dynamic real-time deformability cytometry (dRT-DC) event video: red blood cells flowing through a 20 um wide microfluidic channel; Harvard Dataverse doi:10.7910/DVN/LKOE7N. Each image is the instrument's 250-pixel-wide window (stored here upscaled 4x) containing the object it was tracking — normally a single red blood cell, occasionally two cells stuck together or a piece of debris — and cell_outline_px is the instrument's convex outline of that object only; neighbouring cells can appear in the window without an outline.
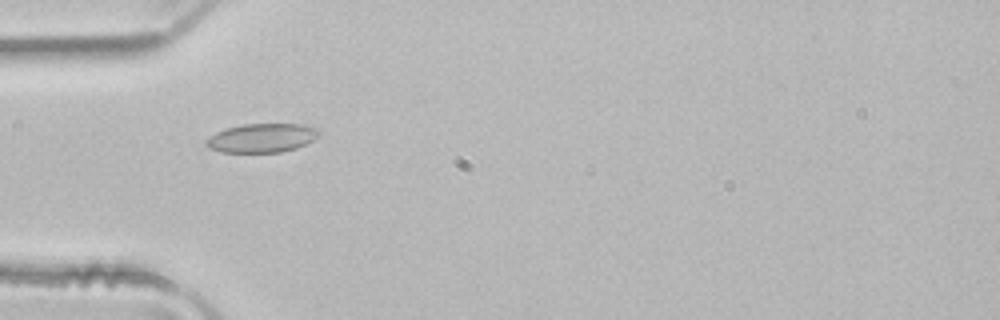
{"species": "common noctule bat (a hibernating species)", "species_latin": "Nyctalus noctula", "temperature_condition": "room temperature", "stored_images_in_passage": 46, "camera_frame_rate_fps": 3000, "um_per_image_px": 0.085, "animal": {"sex": "male", "body_mass_g": 21.5, "forearm_length_mm": 52.0}, "frame": {"image": 1, "passage_image": 11, "time_ms": 3.333, "image_size_px": [1000, 320], "cell_outline_px": [[320, 132], [312, 140], [296, 148], [280, 152], [220, 152], [208, 148], [204, 144], [204, 140], [216, 132], [228, 128], [244, 124], [304, 124], [316, 128]], "centroid_in_image_um": [22.21, 11.73], "position_along_channel_um": 62.8, "area_um2": 18.9}}
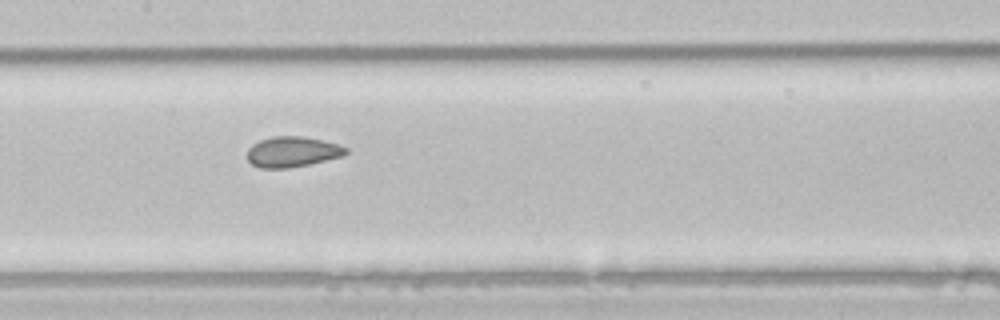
{"frame": {"image": 2, "passage_image": 20, "time_ms": 6.333, "image_size_px": [1000, 320], "cell_outline_px": [[348, 152], [340, 156], [308, 164], [288, 168], [260, 168], [252, 164], [248, 160], [248, 148], [252, 144], [260, 140], [272, 136], [304, 136], [336, 144], [348, 148]], "centroid_in_image_um": [24.8, 12.9], "position_along_channel_um": 182.6, "area_um2": 17.28}}
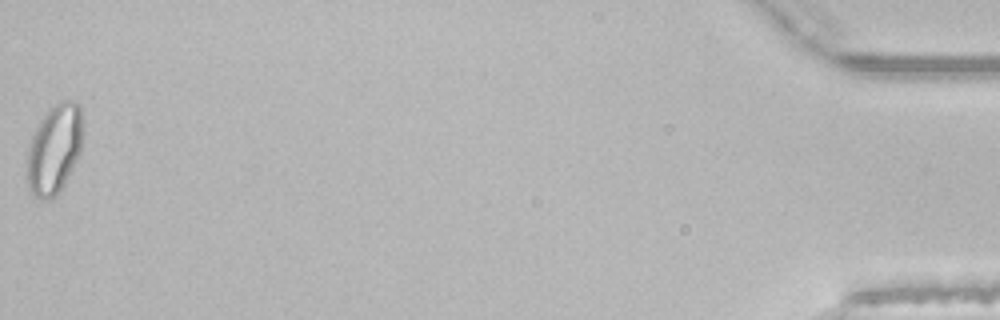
{"frame": {"image": 3, "passage_image": 46, "time_ms": 15.0, "image_size_px": [1000, 320], "cell_outline_px": [[80, 152], [64, 184], [56, 196], [48, 200], [44, 200], [32, 196], [28, 188], [28, 148], [32, 136], [44, 112], [52, 104], [60, 100], [72, 100], [80, 104]], "centroid_in_image_um": [4.58, 12.67], "position_along_channel_um": 430.6, "area_um2": 28.78}, "authors_computed_cell_mechanics": {"area_um2": 18.785, "velocity_mm_per_s": 4.0277, "shape_relaxation_time_tau1_ms": 6.8053, "shape_relaxation_time_tau2_ms": 0.5409, "deformation_change_tau1": 0.11, "deformation_change_tau2": 0.0354}}